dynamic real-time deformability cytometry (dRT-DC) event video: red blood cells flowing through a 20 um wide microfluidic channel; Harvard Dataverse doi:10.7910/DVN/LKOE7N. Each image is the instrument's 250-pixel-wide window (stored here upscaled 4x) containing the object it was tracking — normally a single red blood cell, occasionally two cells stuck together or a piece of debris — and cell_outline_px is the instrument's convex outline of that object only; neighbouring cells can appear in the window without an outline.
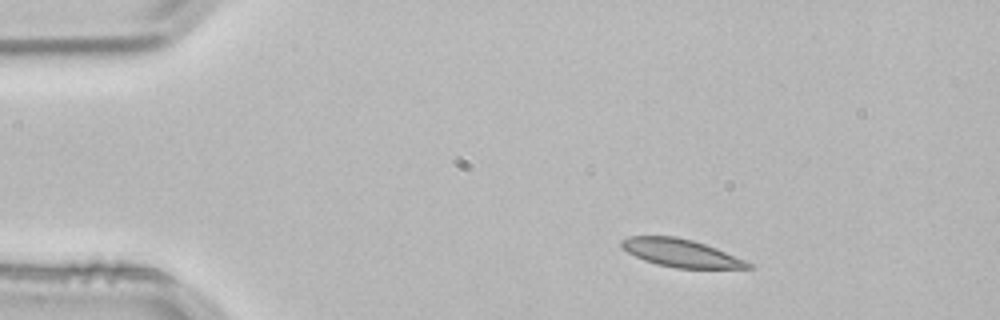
{"species": "common noctule bat (a hibernating species)", "species_latin": "Nyctalus noctula", "temperature_condition": "room temperature", "stored_images_in_passage": 3, "camera_frame_rate_fps": 3000, "um_per_image_px": 0.085, "animal": {"sex": "male", "body_mass_g": 21.5, "forearm_length_mm": 52.0}, "frame": {"image": 1, "passage_image": 1, "time_ms": 0.0, "image_size_px": [1000, 320], "cell_outline_px": [[756, 264], [752, 268], [676, 268], [656, 264], [644, 260], [620, 248], [620, 240], [628, 236], [676, 236], [692, 240], [716, 248]], "centroid_in_image_um": [57.88, 21.5], "position_along_channel_um": 27.1, "area_um2": 20.63}}
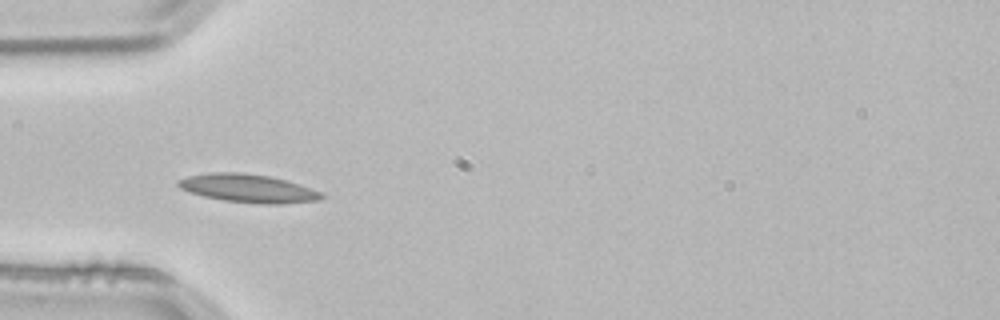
{"frame": {"image": 2, "passage_image": 3, "time_ms": 0.667, "image_size_px": [1000, 320], "cell_outline_px": [[324, 196], [320, 200], [284, 204], [260, 204], [224, 200], [204, 196], [188, 192], [180, 188], [176, 184], [176, 180], [188, 176], [212, 172], [244, 172], [268, 176], [288, 180], [320, 192]], "centroid_in_image_um": [21.07, 16.0], "position_along_channel_um": 63.9, "area_um2": 23.7}}